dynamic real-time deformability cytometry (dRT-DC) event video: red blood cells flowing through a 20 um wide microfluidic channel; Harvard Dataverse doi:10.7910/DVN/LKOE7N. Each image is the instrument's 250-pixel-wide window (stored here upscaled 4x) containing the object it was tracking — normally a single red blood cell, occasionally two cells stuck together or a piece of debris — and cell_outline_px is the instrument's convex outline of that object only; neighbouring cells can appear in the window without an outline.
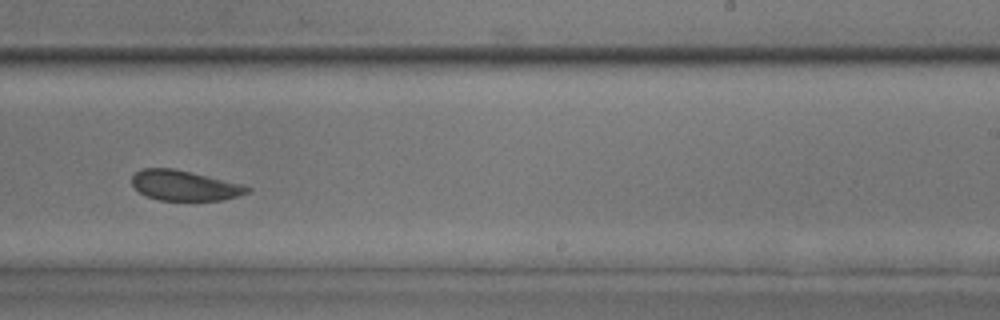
{"species": "common noctule bat (a hibernating species)", "species_latin": "Nyctalus noctula", "temperature_condition": "room temperature", "stored_images_in_passage": 31, "camera_frame_rate_fps": 3000, "um_per_image_px": 0.085, "animal": {"sex": "male", "body_mass_g": 17.9, "forearm_length_mm": 54.2}, "frame": {"image": 1, "passage_image": 14, "time_ms": 4.333, "image_size_px": [1000, 320], "cell_outline_px": [[252, 188], [248, 192], [224, 200], [160, 200], [148, 196], [140, 192], [132, 184], [132, 176], [136, 172], [144, 168], [176, 168], [244, 184]], "centroid_in_image_um": [15.71, 15.75], "position_along_channel_um": 273.3, "area_um2": 20.29}}